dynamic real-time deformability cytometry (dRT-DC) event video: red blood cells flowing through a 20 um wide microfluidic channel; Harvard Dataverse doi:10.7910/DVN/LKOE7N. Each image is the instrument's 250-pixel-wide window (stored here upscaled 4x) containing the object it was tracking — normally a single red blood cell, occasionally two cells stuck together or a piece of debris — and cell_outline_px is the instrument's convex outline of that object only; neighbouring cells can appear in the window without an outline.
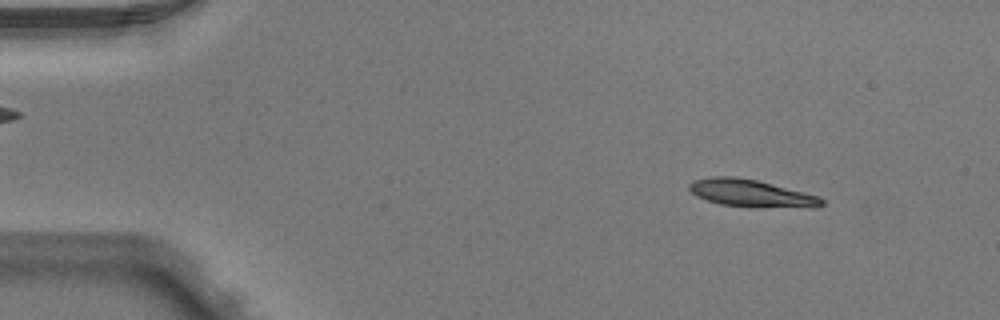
{"species": "Egyptian fruit bat (a non-hibernating species)", "species_latin": "Rousettus aegyptiacus", "temperature_condition": "warm", "stored_images_in_passage": 4, "segment_of_instrument_passage": [1, 2], "camera_frame_rate_fps": 3000, "um_per_image_px": 0.085, "animal": {"sex": "male"}, "frame": {"image": 1, "passage_image": 1, "time_ms": 0.0, "image_size_px": [1000, 320], "cell_outline_px": [[824, 204], [816, 208], [752, 208], [720, 204], [696, 196], [688, 188], [688, 184], [692, 180], [712, 176], [732, 176], [756, 180], [820, 196], [824, 200]], "centroid_in_image_um": [63.88, 16.45], "position_along_channel_um": 21.1, "area_um2": 21.56}}